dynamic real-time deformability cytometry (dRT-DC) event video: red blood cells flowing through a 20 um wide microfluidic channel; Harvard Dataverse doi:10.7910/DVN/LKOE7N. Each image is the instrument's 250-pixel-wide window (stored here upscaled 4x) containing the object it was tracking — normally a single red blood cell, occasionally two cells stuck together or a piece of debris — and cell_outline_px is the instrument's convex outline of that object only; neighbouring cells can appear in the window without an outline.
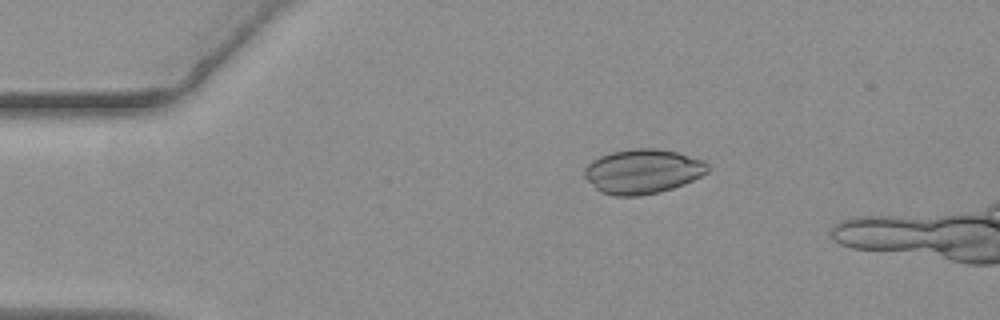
{"species": "common noctule bat (a hibernating species)", "species_latin": "Nyctalus noctula", "temperature_condition": "warm", "stored_images_in_passage": 13, "camera_frame_rate_fps": 3000, "um_per_image_px": 0.085, "animal": {"sex": "female", "body_mass_g": 19.3, "forearm_length_mm": 54.1}, "frame": {"image": 1, "passage_image": 8, "time_ms": 2.333, "image_size_px": [1000, 320], "cell_outline_px": [[708, 172], [684, 184], [672, 188], [640, 196], [616, 196], [600, 192], [584, 176], [584, 168], [592, 160], [600, 156], [612, 152], [636, 148], [656, 148], [676, 152], [704, 160], [708, 164]], "centroid_in_image_um": [54.62, 14.56], "position_along_channel_um": 30.4, "area_um2": 31.79}}